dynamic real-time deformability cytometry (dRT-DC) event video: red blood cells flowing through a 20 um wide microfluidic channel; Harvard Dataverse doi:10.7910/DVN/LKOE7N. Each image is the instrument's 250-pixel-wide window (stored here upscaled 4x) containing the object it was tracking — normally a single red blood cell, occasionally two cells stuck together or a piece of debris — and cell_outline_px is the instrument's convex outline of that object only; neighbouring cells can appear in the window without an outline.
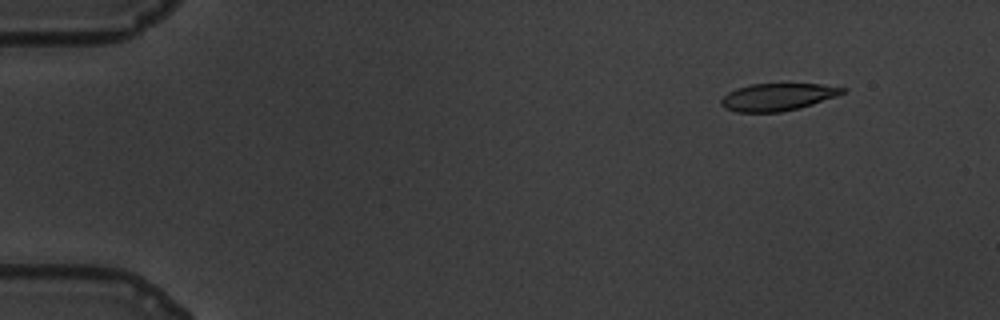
{"species": "common noctule bat (a hibernating species)", "species_latin": "Nyctalus noctula", "temperature_condition": "warm", "stored_images_in_passage": 13, "camera_frame_rate_fps": 3000, "um_per_image_px": 0.085, "animal": {"sex": "male", "body_mass_g": 19.5, "forearm_length_mm": 54.6}, "frame": {"image": 1, "passage_image": 1, "time_ms": 0.0, "image_size_px": [1000, 320], "cell_outline_px": [[848, 88], [844, 92], [836, 96], [800, 108], [780, 112], [736, 112], [724, 108], [720, 104], [720, 100], [728, 92], [736, 88], [748, 84], [820, 84]], "centroid_in_image_um": [66.06, 8.24], "position_along_channel_um": 18.9, "area_um2": 19.36}}